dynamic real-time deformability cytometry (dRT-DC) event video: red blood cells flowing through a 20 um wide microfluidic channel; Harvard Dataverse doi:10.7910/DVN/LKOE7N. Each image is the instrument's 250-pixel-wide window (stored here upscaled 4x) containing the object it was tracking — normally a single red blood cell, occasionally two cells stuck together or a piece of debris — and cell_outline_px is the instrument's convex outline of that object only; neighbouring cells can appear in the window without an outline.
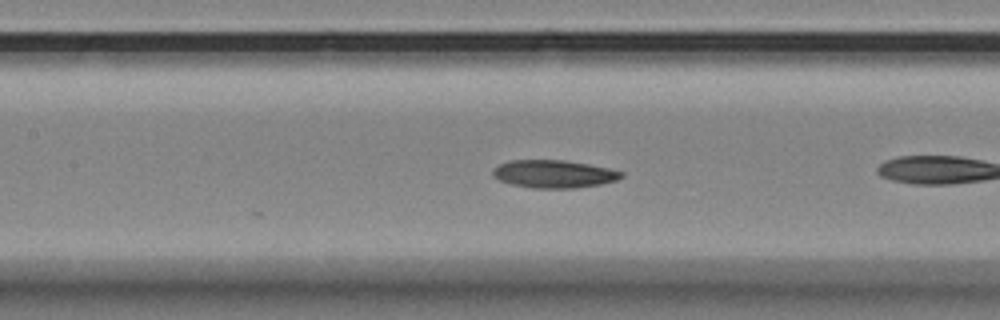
{"species": "Egyptian fruit bat (a non-hibernating species)", "species_latin": "Rousettus aegyptiacus", "temperature_condition": "room temperature", "stored_images_in_passage": 16, "camera_frame_rate_fps": 3000, "um_per_image_px": 0.085, "animal": {"sex": "female"}, "frame": {"image": 1, "passage_image": 9, "time_ms": 2.667, "image_size_px": [1000, 320], "cell_outline_px": [[624, 176], [616, 180], [600, 184], [576, 188], [532, 188], [512, 184], [500, 180], [492, 176], [492, 172], [500, 164], [508, 160], [564, 160], [588, 164], [608, 168], [624, 172]], "centroid_in_image_um": [47.09, 14.78], "position_along_channel_um": 160.3, "area_um2": 20.75}}
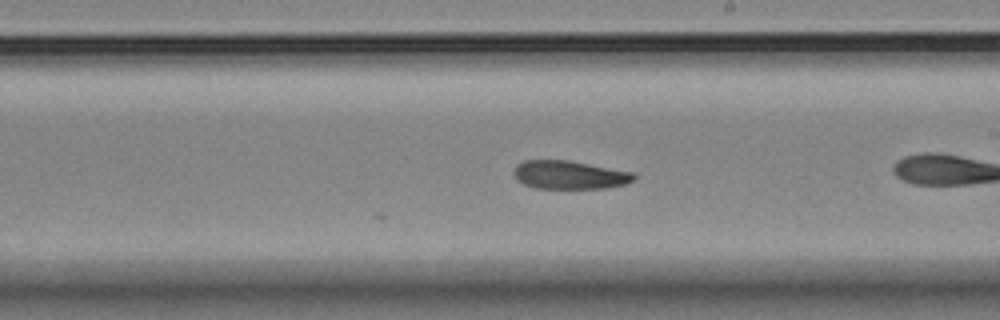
{"frame": {"image": 2, "passage_image": 16, "time_ms": 5.0, "image_size_px": [1000, 320], "cell_outline_px": [[636, 180], [624, 184], [608, 188], [536, 188], [524, 184], [516, 180], [512, 172], [516, 164], [524, 160], [568, 160], [636, 172]], "centroid_in_image_um": [48.42, 14.86], "position_along_channel_um": 240.6, "area_um2": 20.17}}